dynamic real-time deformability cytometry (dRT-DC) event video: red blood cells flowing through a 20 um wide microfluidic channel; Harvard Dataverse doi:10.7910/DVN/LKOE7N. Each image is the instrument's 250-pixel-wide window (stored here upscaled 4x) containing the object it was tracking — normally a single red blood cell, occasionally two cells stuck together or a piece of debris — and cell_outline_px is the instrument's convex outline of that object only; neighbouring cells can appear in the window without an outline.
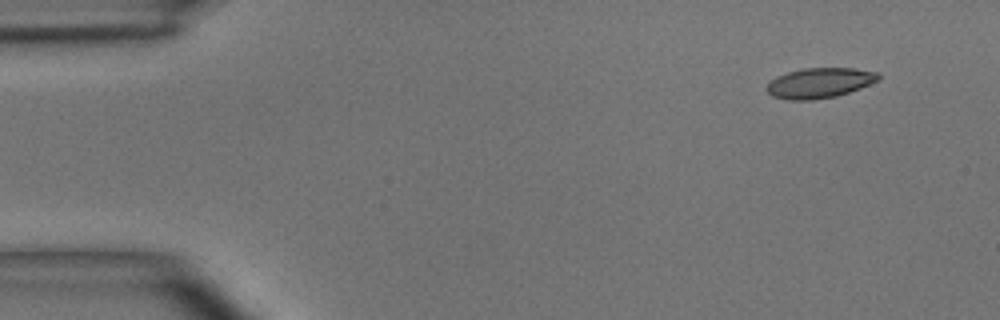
{"species": "common noctule bat (a hibernating species)", "species_latin": "Nyctalus noctula", "temperature_condition": "room temperature", "stored_images_in_passage": 4, "camera_frame_rate_fps": 3000, "um_per_image_px": 0.085, "animal": {"sex": "male", "body_mass_g": 15.6}, "frame": {"image": 1, "passage_image": 1, "time_ms": 0.0, "image_size_px": [1000, 320], "cell_outline_px": [[880, 80], [860, 88], [836, 96], [812, 100], [788, 100], [772, 96], [768, 92], [768, 84], [776, 76], [788, 72], [804, 68], [856, 68], [876, 72], [880, 76]], "centroid_in_image_um": [69.68, 7.05], "position_along_channel_um": 15.3, "area_um2": 19.54}}
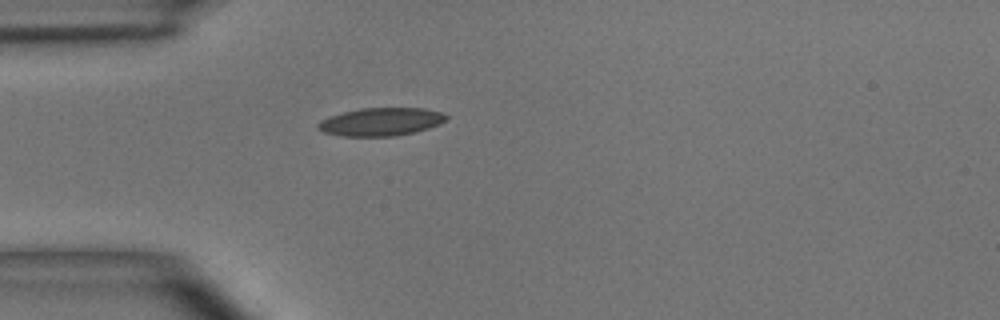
{"frame": {"image": 2, "passage_image": 4, "time_ms": 3.333, "image_size_px": [1000, 320], "cell_outline_px": [[448, 120], [440, 124], [416, 132], [396, 136], [340, 136], [324, 132], [316, 128], [316, 124], [320, 120], [328, 116], [360, 108], [424, 108], [440, 112], [448, 116]], "centroid_in_image_um": [32.37, 10.35], "position_along_channel_um": 52.6, "area_um2": 21.15}}